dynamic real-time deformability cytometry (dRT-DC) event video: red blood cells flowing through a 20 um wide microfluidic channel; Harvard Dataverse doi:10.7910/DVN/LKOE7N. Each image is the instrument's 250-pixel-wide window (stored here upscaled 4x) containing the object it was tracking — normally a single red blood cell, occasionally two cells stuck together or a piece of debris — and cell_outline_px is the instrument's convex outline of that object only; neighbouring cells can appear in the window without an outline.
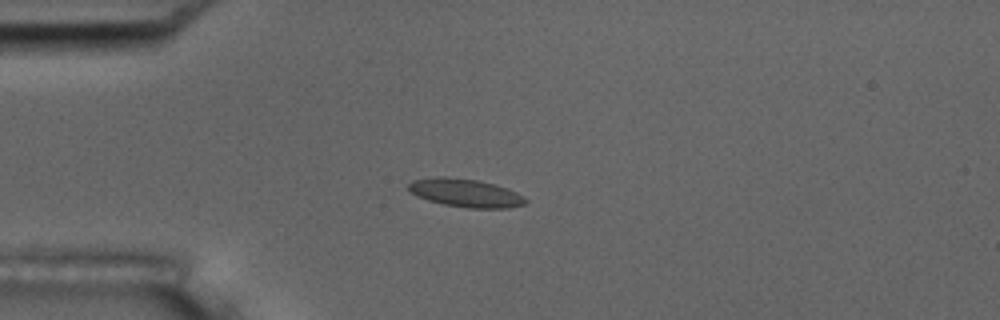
{"species": "common noctule bat (a hibernating species)", "species_latin": "Nyctalus noctula", "temperature_condition": "room temperature", "stored_images_in_passage": 41, "camera_frame_rate_fps": 3000, "um_per_image_px": 0.085, "animal": {"sex": "male", "body_mass_g": 17.5, "forearm_length_mm": 52.3}, "frame": {"image": 1, "passage_image": 1, "time_ms": 0.0, "image_size_px": [1000, 320], "cell_outline_px": [[528, 200], [524, 204], [508, 208], [468, 208], [444, 204], [428, 200], [416, 196], [408, 188], [408, 184], [412, 180], [436, 176], [444, 176], [476, 180], [508, 188], [524, 196]], "centroid_in_image_um": [39.56, 16.4], "position_along_channel_um": 45.4, "area_um2": 19.19}, "authors_computed_cell_mechanics": {"area_um2": 18.4382, "velocity_mm_per_s": 3.7003, "shape_relaxation_time_tau1_ms": 7.5334, "shape_relaxation_time_tau2_ms": 1.9532, "deformation_change_tau1": 0.1224, "deformation_change_tau2": 0.0773}}